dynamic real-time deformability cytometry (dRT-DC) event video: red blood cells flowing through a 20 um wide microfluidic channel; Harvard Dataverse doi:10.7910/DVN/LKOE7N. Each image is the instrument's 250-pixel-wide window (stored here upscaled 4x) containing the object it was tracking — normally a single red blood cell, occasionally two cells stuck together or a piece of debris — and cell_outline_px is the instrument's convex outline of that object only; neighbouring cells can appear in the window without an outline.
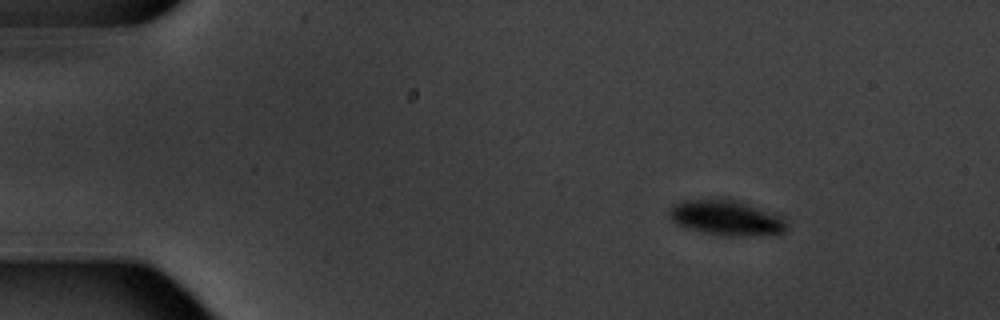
{"species": "common noctule bat (a hibernating species)", "species_latin": "Nyctalus noctula", "temperature_condition": "warm", "stored_images_in_passage": 5, "camera_frame_rate_fps": 3000, "um_per_image_px": 0.085, "animal": {"sex": "male", "body_mass_g": 20.1, "forearm_length_mm": 53.5}, "frame": {"image": 1, "passage_image": 2, "time_ms": 1.333, "image_size_px": [1000, 320], "cell_outline_px": [[788, 228], [780, 236], [720, 236], [688, 228], [676, 224], [668, 216], [668, 212], [672, 204], [680, 200], [716, 196], [736, 200], [776, 212], [784, 216], [788, 224]], "centroid_in_image_um": [61.8, 18.49], "position_along_channel_um": 23.2, "area_um2": 25.61}}
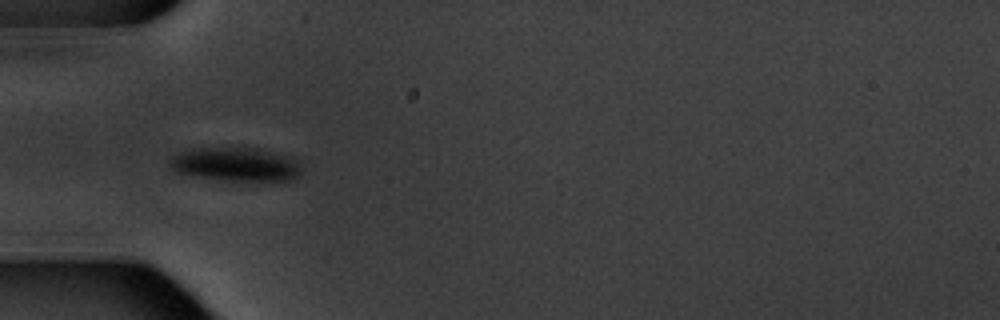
{"frame": {"image": 2, "passage_image": 5, "time_ms": 5.0, "image_size_px": [1000, 320], "cell_outline_px": [[304, 172], [300, 176], [292, 180], [228, 180], [196, 176], [180, 172], [172, 168], [168, 164], [168, 160], [172, 156], [180, 152], [192, 148], [232, 144], [260, 148], [304, 156]], "centroid_in_image_um": [20.25, 13.88], "position_along_channel_um": 64.7, "area_um2": 27.92}}